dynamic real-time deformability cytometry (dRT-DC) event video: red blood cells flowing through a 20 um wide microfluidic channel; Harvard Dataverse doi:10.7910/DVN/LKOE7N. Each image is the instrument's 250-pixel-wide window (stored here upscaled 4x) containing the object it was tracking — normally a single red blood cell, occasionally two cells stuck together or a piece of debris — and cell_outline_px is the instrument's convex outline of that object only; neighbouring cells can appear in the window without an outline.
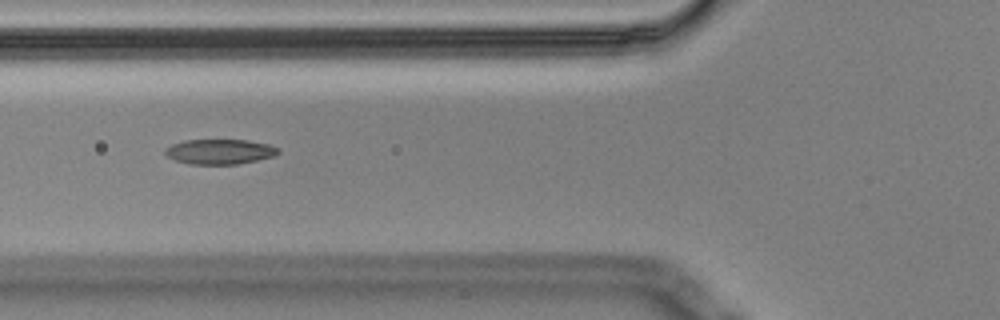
{"species": "Egyptian fruit bat (a non-hibernating species)", "species_latin": "Rousettus aegyptiacus", "temperature_condition": "cold", "stored_images_in_passage": 14, "segment_of_instrument_passage": [2, 2], "camera_frame_rate_fps": 3000, "um_per_image_px": 0.085, "animal": {"sex": "male"}, "frame": {"image": 1, "passage_image": 5, "time_ms": 1.333, "image_size_px": [1000, 320], "cell_outline_px": [[280, 152], [276, 156], [236, 164], [188, 164], [176, 160], [168, 156], [164, 152], [164, 148], [172, 144], [184, 140], [248, 140], [268, 144], [280, 148]], "centroid_in_image_um": [18.69, 12.88], "position_along_channel_um": 107.1, "area_um2": 16.53}}
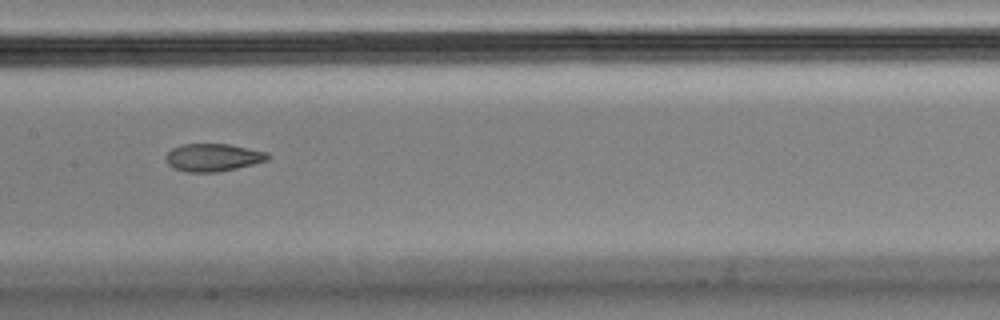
{"frame": {"image": 2, "passage_image": 7, "time_ms": 2.0, "image_size_px": [1000, 320], "cell_outline_px": [[272, 156], [268, 160], [236, 168], [216, 172], [188, 172], [172, 168], [168, 164], [164, 156], [172, 148], [184, 144], [228, 144], [268, 152]], "centroid_in_image_um": [18.1, 13.38], "position_along_channel_um": 189.3, "area_um2": 16.47}}
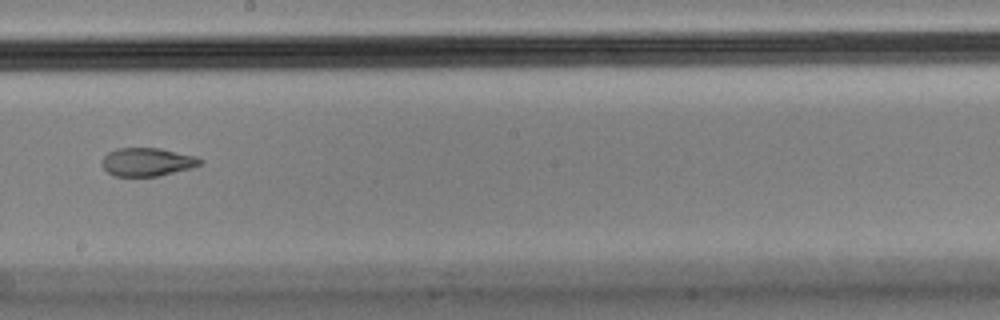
{"frame": {"image": 3, "passage_image": 8, "time_ms": 2.333, "image_size_px": [1000, 320], "cell_outline_px": [[204, 160], [200, 164], [192, 168], [156, 176], [112, 176], [100, 164], [100, 160], [108, 152], [116, 148], [160, 148], [196, 156]], "centroid_in_image_um": [12.48, 13.76], "position_along_channel_um": 235.7, "area_um2": 16.3}}